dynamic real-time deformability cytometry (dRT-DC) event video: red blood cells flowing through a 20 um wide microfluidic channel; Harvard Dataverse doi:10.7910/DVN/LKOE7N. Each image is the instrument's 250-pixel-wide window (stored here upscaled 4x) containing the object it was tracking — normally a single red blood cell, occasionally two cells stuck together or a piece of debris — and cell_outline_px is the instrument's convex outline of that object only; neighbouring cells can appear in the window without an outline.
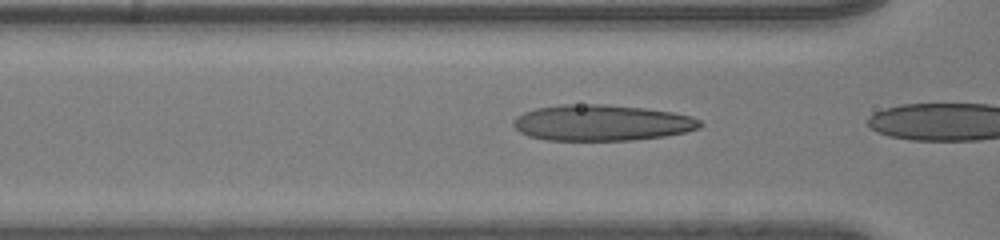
{"species": "human", "species_latin": "Homo sapiens", "temperature_condition": "room temperature", "stored_images_in_passage": 30, "camera_frame_rate_fps": 3000, "um_per_image_px": 0.085, "donor": {"sex": "male"}, "frame": {"image": 1, "passage_image": 28, "time_ms": 9.0, "image_size_px": [1000, 240], "cell_outline_px": [[704, 124], [700, 128], [684, 132], [664, 136], [632, 140], [544, 140], [528, 136], [520, 132], [512, 124], [512, 120], [516, 116], [524, 112], [536, 108], [560, 104], [604, 104], [644, 108], [672, 112], [692, 116], [700, 120]], "centroid_in_image_um": [51.13, 10.43], "position_along_channel_um": 115.5, "area_um2": 39.36}}